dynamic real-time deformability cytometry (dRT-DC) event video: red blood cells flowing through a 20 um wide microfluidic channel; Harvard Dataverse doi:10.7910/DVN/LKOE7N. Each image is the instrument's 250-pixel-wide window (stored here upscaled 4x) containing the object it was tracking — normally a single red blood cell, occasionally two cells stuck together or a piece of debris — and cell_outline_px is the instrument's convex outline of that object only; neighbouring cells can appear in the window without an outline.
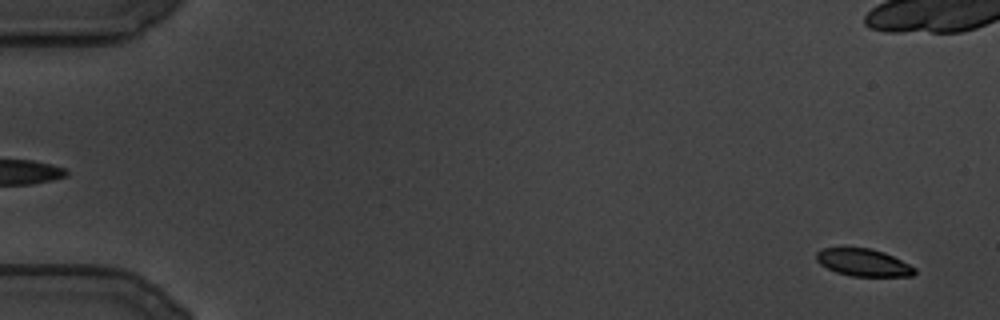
{"species": "common noctule bat (a hibernating species)", "species_latin": "Nyctalus noctula", "temperature_condition": "cold", "stored_images_in_passage": 123, "camera_frame_rate_fps": 3000, "um_per_image_px": 0.085, "animal": {"sex": "male", "body_mass_g": 19.5, "forearm_length_mm": 54.6}, "frame": {"image": 1, "passage_image": 6, "time_ms": 1.667, "image_size_px": [1000, 320], "cell_outline_px": [[916, 272], [912, 276], [852, 276], [836, 272], [820, 264], [816, 260], [816, 252], [824, 248], [868, 248], [884, 252], [916, 268]], "centroid_in_image_um": [73.37, 22.32], "position_along_channel_um": 11.6, "area_um2": 15.49}}
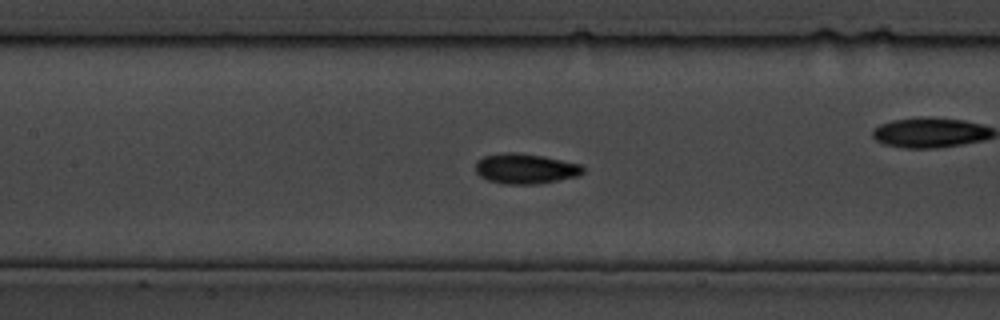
{"frame": {"image": 2, "passage_image": 58, "time_ms": 19.0, "image_size_px": [1000, 320], "cell_outline_px": [[584, 172], [576, 176], [556, 180], [532, 184], [504, 184], [488, 180], [480, 176], [476, 172], [476, 160], [484, 156], [504, 152], [516, 152], [544, 156], [580, 164], [584, 168]], "centroid_in_image_um": [44.62, 14.32], "position_along_channel_um": 162.8, "area_um2": 18.79}}
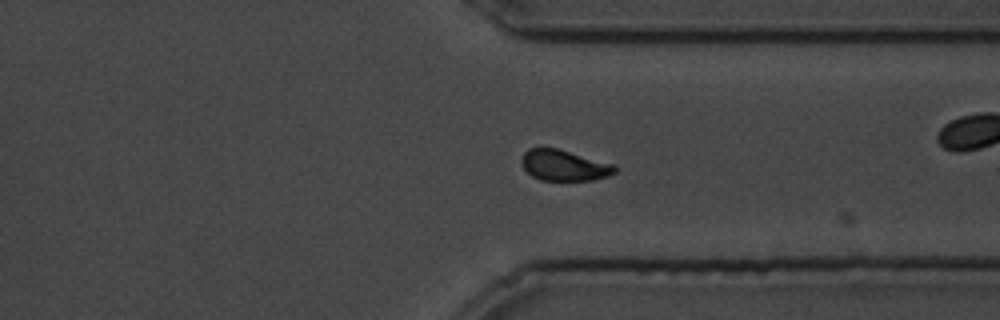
{"frame": {"image": 3, "passage_image": 94, "time_ms": 31.0, "image_size_px": [1000, 320], "cell_outline_px": [[616, 172], [608, 176], [592, 180], [540, 180], [532, 176], [524, 168], [520, 160], [524, 152], [528, 148], [556, 148], [616, 164]], "centroid_in_image_um": [47.96, 14.05], "position_along_channel_um": 363.4, "area_um2": 16.82}}